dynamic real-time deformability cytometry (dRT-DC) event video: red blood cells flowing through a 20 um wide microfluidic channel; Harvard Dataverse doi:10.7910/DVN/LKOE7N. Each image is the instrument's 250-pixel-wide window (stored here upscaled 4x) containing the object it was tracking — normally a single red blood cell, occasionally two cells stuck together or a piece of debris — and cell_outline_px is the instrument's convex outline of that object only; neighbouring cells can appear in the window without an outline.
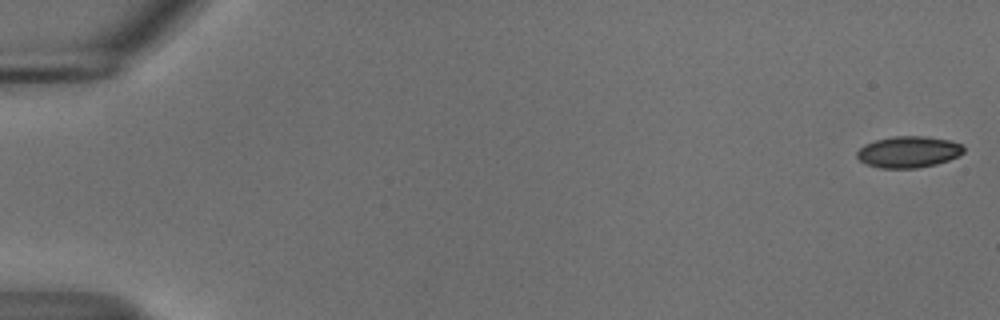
{"species": "common noctule bat (a hibernating species)", "species_latin": "Nyctalus noctula", "temperature_condition": "cold", "stored_images_in_passage": 55, "camera_frame_rate_fps": 3000, "um_per_image_px": 0.085, "animal": {"sex": "male", "body_mass_g": 18.8}, "frame": {"image": 1, "passage_image": 1, "time_ms": 0.0, "image_size_px": [1000, 320], "cell_outline_px": [[964, 152], [960, 156], [936, 164], [916, 168], [880, 168], [864, 164], [856, 156], [856, 152], [864, 144], [876, 140], [892, 136], [924, 136], [948, 140], [964, 144]], "centroid_in_image_um": [77.22, 12.91], "position_along_channel_um": 7.8, "area_um2": 19.71}}
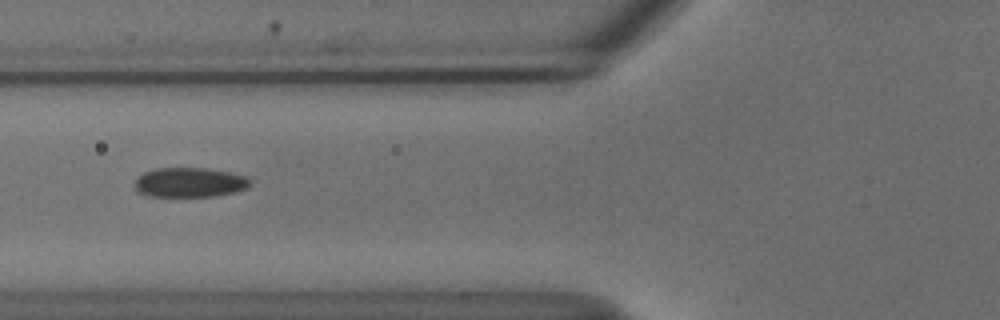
{"frame": {"image": 2, "passage_image": 22, "time_ms": 7.0, "image_size_px": [1000, 320], "cell_outline_px": [[252, 184], [248, 188], [232, 192], [212, 196], [148, 196], [140, 192], [132, 184], [136, 176], [144, 172], [156, 168], [204, 168], [232, 172], [244, 176], [252, 180]], "centroid_in_image_um": [16.1, 15.49], "position_along_channel_um": 109.7, "area_um2": 20.06}}
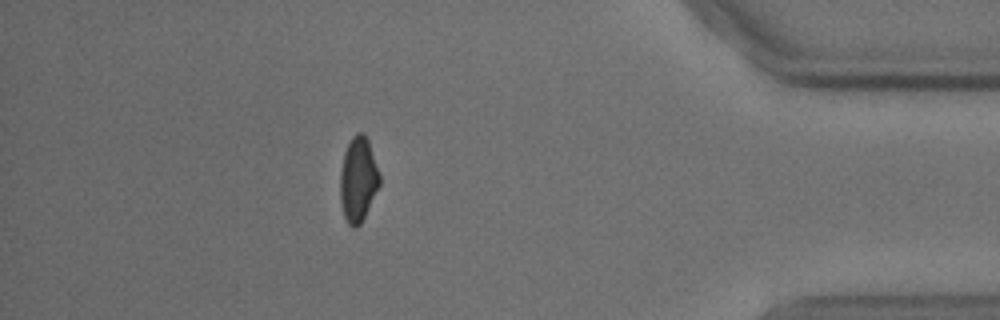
{"frame": {"image": 3, "passage_image": 49, "time_ms": 16.0, "image_size_px": [1000, 320], "cell_outline_px": [[380, 184], [360, 224], [356, 228], [352, 228], [348, 224], [344, 216], [340, 204], [340, 172], [344, 152], [352, 136], [356, 132], [364, 132], [368, 140], [380, 176]], "centroid_in_image_um": [30.42, 15.25], "position_along_channel_um": 404.8, "area_um2": 19.42}, "authors_computed_cell_mechanics": {"area_um2": 20.23, "velocity_mm_per_s": 3.6943, "shape_relaxation_time_tau1_ms": 4.4423, "shape_relaxation_time_tau2_ms": 3.3869, "deformation_change_tau1": 0.1026, "deformation_change_tau2": 0.0552}}